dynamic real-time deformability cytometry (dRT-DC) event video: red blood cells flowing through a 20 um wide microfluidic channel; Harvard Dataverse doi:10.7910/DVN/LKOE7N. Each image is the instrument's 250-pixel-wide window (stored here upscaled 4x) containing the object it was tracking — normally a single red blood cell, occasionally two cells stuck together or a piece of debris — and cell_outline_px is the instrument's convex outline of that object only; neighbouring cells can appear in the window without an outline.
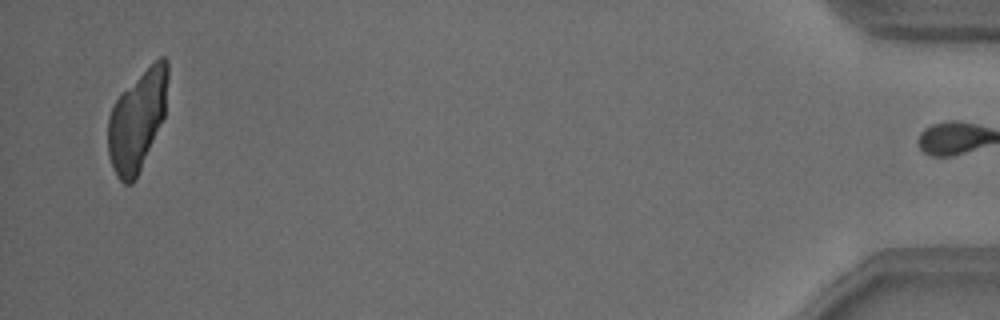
{"species": "common noctule bat (a hibernating species)", "species_latin": "Nyctalus noctula", "temperature_condition": "warm", "stored_images_in_passage": 42, "camera_frame_rate_fps": 3000, "um_per_image_px": 0.085, "animal": {"sex": "male", "body_mass_g": 18.8}, "frame": {"image": 1, "passage_image": 41, "time_ms": 13.333, "image_size_px": [1000, 320], "cell_outline_px": [[168, 80], [164, 116], [136, 180], [132, 184], [124, 184], [116, 176], [112, 168], [108, 156], [108, 116], [116, 100], [160, 56], [164, 56], [168, 60]], "centroid_in_image_um": [11.66, 10.3], "position_along_channel_um": 423.5, "area_um2": 34.39}}